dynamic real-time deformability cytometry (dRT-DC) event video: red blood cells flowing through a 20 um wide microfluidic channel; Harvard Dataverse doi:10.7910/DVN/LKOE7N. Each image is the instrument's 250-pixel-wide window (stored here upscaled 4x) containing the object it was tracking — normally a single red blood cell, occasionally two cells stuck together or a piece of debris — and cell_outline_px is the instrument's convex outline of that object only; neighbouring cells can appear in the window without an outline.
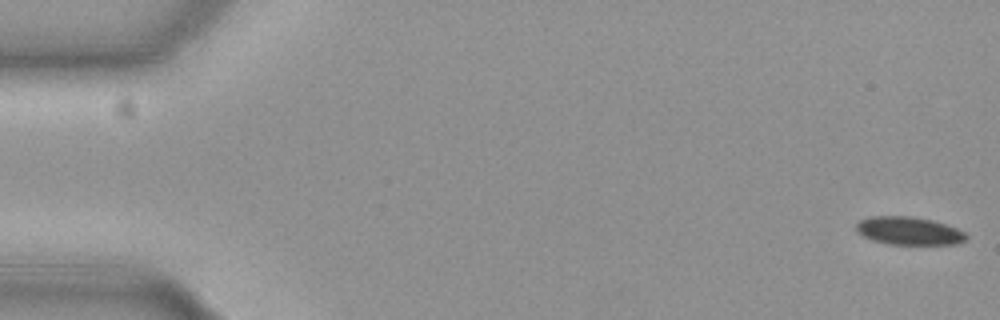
{"species": "common noctule bat (a hibernating species)", "species_latin": "Nyctalus noctula", "temperature_condition": "cold", "stored_images_in_passage": 53, "camera_frame_rate_fps": 3000, "um_per_image_px": 0.085, "animal": {"sex": "female", "body_mass_g": 19.3, "forearm_length_mm": 54.1}, "frame": {"image": 1, "passage_image": 1, "time_ms": 0.0, "image_size_px": [1000, 320], "cell_outline_px": [[968, 236], [964, 240], [952, 244], [888, 244], [872, 240], [856, 232], [856, 224], [860, 220], [872, 216], [912, 216], [932, 220], [956, 228], [964, 232]], "centroid_in_image_um": [77.21, 19.61], "position_along_channel_um": 7.8, "area_um2": 17.8}}
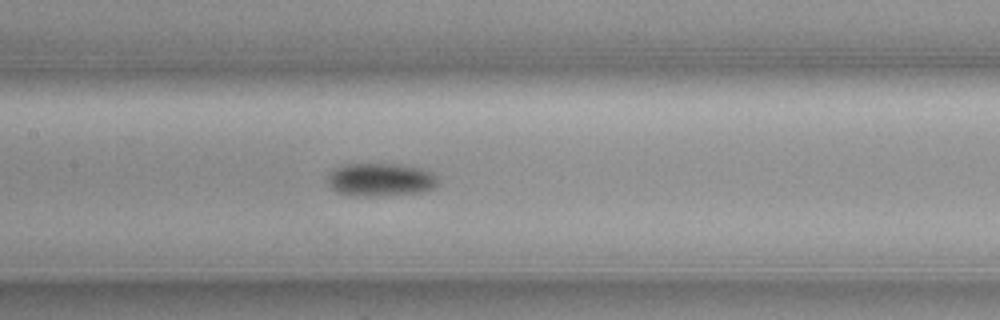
{"frame": {"image": 2, "passage_image": 27, "time_ms": 8.667, "image_size_px": [1000, 320], "cell_outline_px": [[440, 184], [436, 188], [420, 192], [376, 196], [348, 196], [336, 192], [328, 184], [328, 176], [336, 168], [348, 164], [400, 164], [424, 168], [436, 176], [440, 180]], "centroid_in_image_um": [32.4, 15.28], "position_along_channel_um": 175.0, "area_um2": 21.56}}
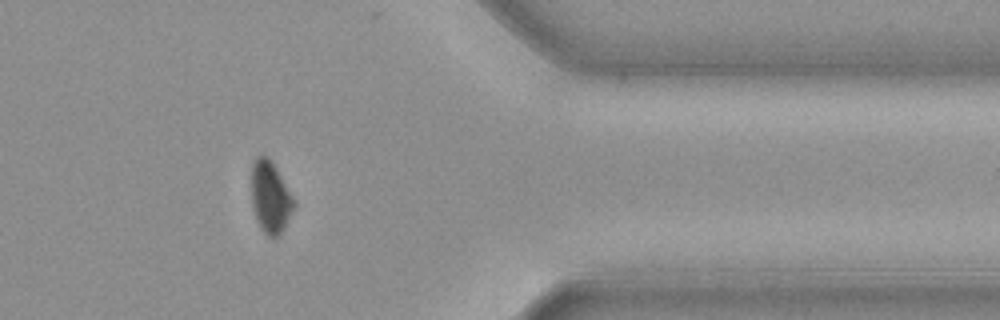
{"frame": {"image": 3, "passage_image": 46, "time_ms": 15.0, "image_size_px": [1000, 320], "cell_outline_px": [[296, 208], [280, 232], [276, 236], [268, 236], [260, 228], [256, 220], [252, 208], [252, 164], [256, 156], [268, 156], [276, 168], [296, 200]], "centroid_in_image_um": [22.99, 16.75], "position_along_channel_um": 388.4, "area_um2": 17.8}, "authors_computed_cell_mechanics": {"area_um2": 19.1896, "velocity_mm_per_s": 3.6964, "shape_relaxation_time_tau1_ms": 4.8327, "shape_relaxation_time_tau2_ms": null, "deformation_change_tau1": 0.0987, "deformation_change_tau2": null}}